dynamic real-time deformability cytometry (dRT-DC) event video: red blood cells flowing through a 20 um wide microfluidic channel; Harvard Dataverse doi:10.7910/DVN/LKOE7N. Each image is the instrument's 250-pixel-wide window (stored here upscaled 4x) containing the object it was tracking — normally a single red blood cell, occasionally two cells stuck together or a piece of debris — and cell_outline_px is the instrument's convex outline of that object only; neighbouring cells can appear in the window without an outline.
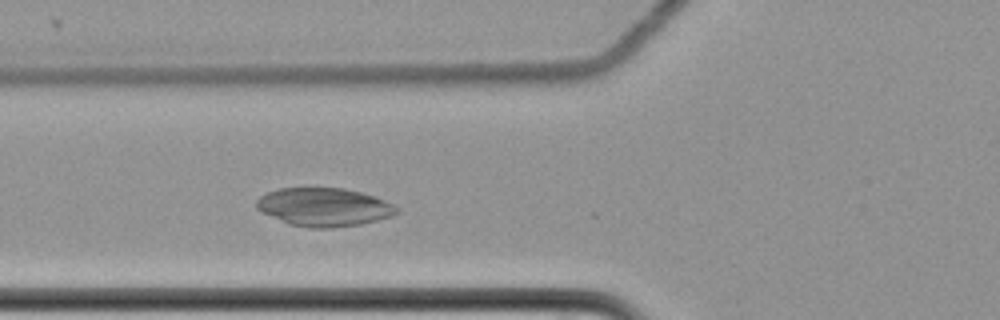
{"species": "common noctule bat (a hibernating species)", "species_latin": "Nyctalus noctula", "temperature_condition": "cold", "stored_images_in_passage": 51, "camera_frame_rate_fps": 3000, "um_per_image_px": 0.085, "animal": {"sex": "female", "body_mass_g": 22.7, "forearm_length_mm": 54.2}, "frame": {"image": 1, "passage_image": 14, "time_ms": 4.333, "image_size_px": [1000, 320], "cell_outline_px": [[400, 212], [392, 216], [360, 224], [332, 228], [312, 228], [292, 224], [264, 212], [256, 208], [256, 200], [260, 196], [268, 192], [280, 188], [344, 188], [376, 196], [396, 204], [400, 208]], "centroid_in_image_um": [27.63, 17.59], "position_along_channel_um": 98.2, "area_um2": 31.21}}
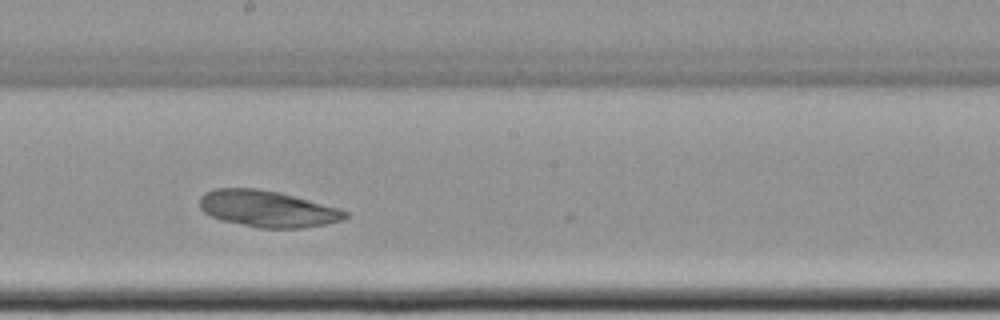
{"frame": {"image": 2, "passage_image": 25, "time_ms": 8.0, "image_size_px": [1000, 320], "cell_outline_px": [[348, 216], [344, 220], [304, 228], [260, 228], [220, 220], [204, 212], [200, 208], [200, 196], [204, 192], [216, 188], [260, 188], [280, 192], [340, 208], [348, 212]], "centroid_in_image_um": [22.74, 17.74], "position_along_channel_um": 225.5, "area_um2": 31.15}}
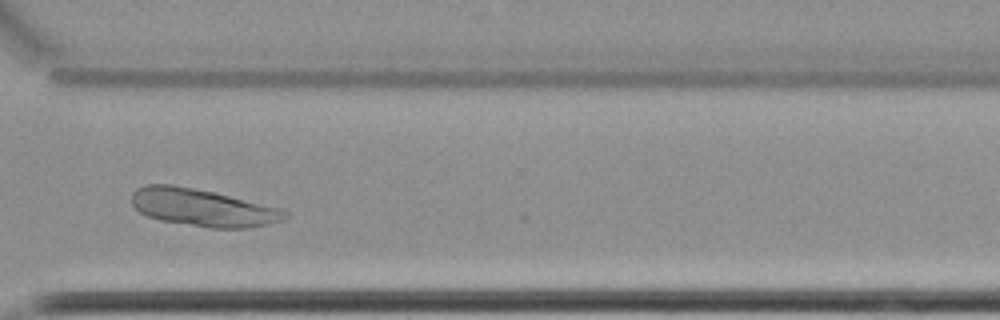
{"frame": {"image": 3, "passage_image": 36, "time_ms": 11.667, "image_size_px": [1000, 320], "cell_outline_px": [[288, 216], [284, 220], [268, 224], [248, 228], [208, 228], [160, 220], [148, 216], [140, 212], [132, 204], [132, 192], [136, 188], [144, 184], [172, 184], [212, 192], [280, 208], [288, 212]], "centroid_in_image_um": [17.21, 17.65], "position_along_channel_um": 353.4, "area_um2": 33.29}}